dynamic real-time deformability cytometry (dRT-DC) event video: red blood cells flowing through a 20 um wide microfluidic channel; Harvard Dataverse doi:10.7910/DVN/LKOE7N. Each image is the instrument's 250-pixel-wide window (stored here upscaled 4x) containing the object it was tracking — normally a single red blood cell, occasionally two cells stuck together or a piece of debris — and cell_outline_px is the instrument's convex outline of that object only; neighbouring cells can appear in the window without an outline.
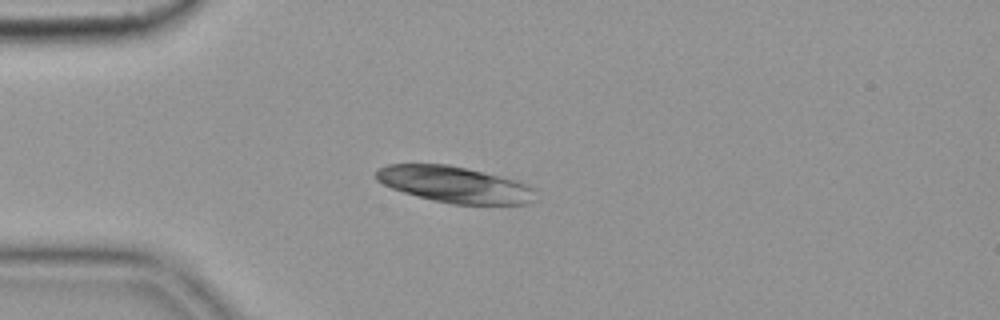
{"species": "common noctule bat (a hibernating species)", "species_latin": "Nyctalus noctula", "temperature_condition": "cold", "stored_images_in_passage": 41, "camera_frame_rate_fps": 3000, "um_per_image_px": 0.085, "animal": {"sex": "female", "body_mass_g": 19.9}, "frame": {"image": 1, "passage_image": 1, "time_ms": 0.0, "image_size_px": [1000, 320], "cell_outline_px": [[540, 200], [532, 204], [452, 204], [432, 200], [404, 192], [392, 188], [376, 180], [376, 168], [388, 164], [448, 164], [520, 180], [528, 184], [532, 188]], "centroid_in_image_um": [38.72, 15.69], "position_along_channel_um": 46.3, "area_um2": 34.1}}